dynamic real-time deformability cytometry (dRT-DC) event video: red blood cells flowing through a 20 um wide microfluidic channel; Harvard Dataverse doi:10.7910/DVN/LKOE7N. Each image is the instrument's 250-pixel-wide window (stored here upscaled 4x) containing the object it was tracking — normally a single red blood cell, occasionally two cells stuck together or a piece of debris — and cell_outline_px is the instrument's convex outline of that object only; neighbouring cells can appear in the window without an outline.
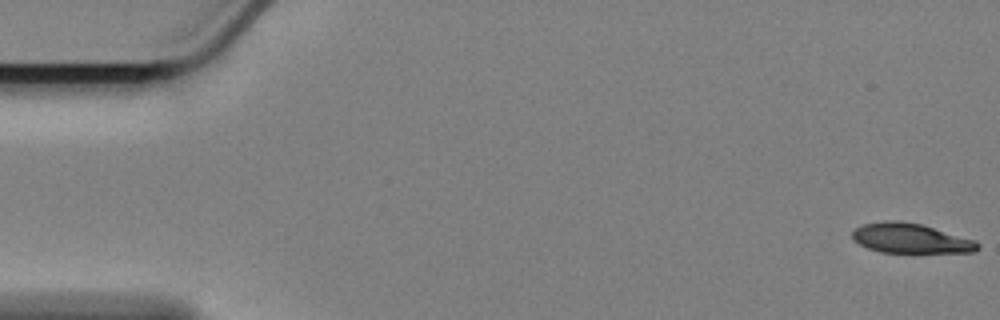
{"species": "Egyptian fruit bat (a non-hibernating species)", "species_latin": "Rousettus aegyptiacus", "temperature_condition": "cold", "stored_images_in_passage": 59, "camera_frame_rate_fps": 3000, "um_per_image_px": 0.085, "animal": {"sex": "female"}, "frame": {"image": 1, "passage_image": 1, "time_ms": 0.0, "image_size_px": [1000, 320], "cell_outline_px": [[980, 248], [976, 252], [880, 252], [868, 248], [852, 240], [852, 232], [856, 228], [864, 224], [888, 220], [896, 220], [920, 224], [976, 240], [980, 244]], "centroid_in_image_um": [77.41, 20.26], "position_along_channel_um": 7.6, "area_um2": 21.62}}
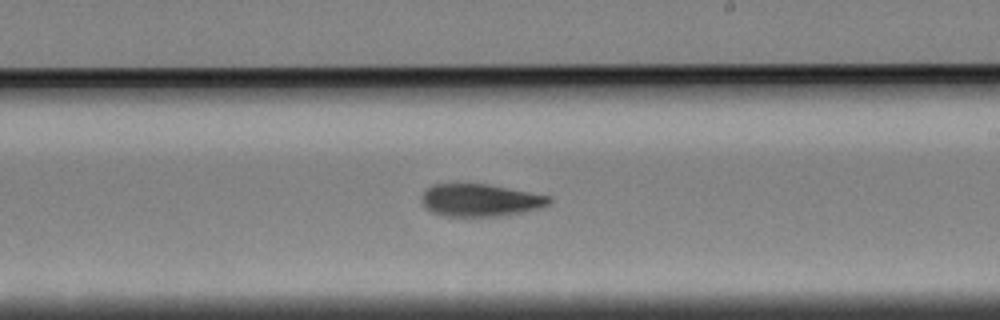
{"frame": {"image": 2, "passage_image": 34, "time_ms": 11.0, "image_size_px": [1000, 320], "cell_outline_px": [[552, 200], [548, 204], [540, 208], [500, 216], [444, 216], [432, 212], [424, 208], [424, 192], [432, 184], [488, 184], [552, 196]], "centroid_in_image_um": [40.85, 17.01], "position_along_channel_um": 248.1, "area_um2": 23.93}}
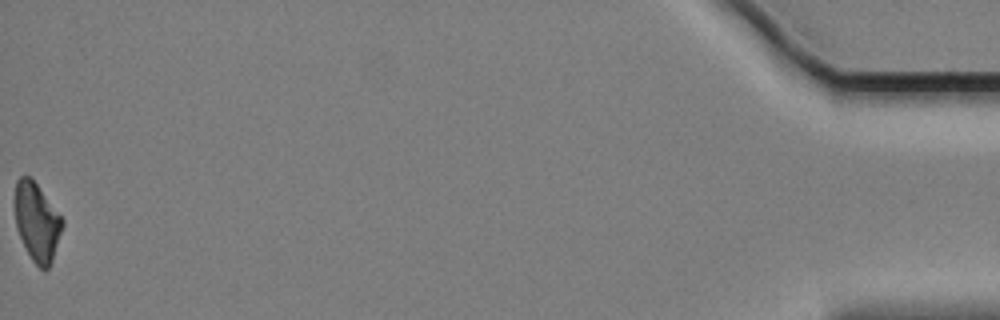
{"frame": {"image": 3, "passage_image": 59, "time_ms": 19.333, "image_size_px": [1000, 320], "cell_outline_px": [[64, 224], [52, 260], [48, 268], [44, 272], [32, 260], [20, 236], [16, 224], [12, 204], [16, 180], [20, 176], [32, 176], [64, 220]], "centroid_in_image_um": [3.11, 18.8], "position_along_channel_um": 432.1, "area_um2": 22.08}, "authors_computed_cell_mechanics": {"area_um2": 23.8136, "velocity_mm_per_s": 3.3844, "shape_relaxation_time_tau1_ms": 3.4837, "shape_relaxation_time_tau2_ms": null, "deformation_change_tau1": 0.1216, "deformation_change_tau2": null}}